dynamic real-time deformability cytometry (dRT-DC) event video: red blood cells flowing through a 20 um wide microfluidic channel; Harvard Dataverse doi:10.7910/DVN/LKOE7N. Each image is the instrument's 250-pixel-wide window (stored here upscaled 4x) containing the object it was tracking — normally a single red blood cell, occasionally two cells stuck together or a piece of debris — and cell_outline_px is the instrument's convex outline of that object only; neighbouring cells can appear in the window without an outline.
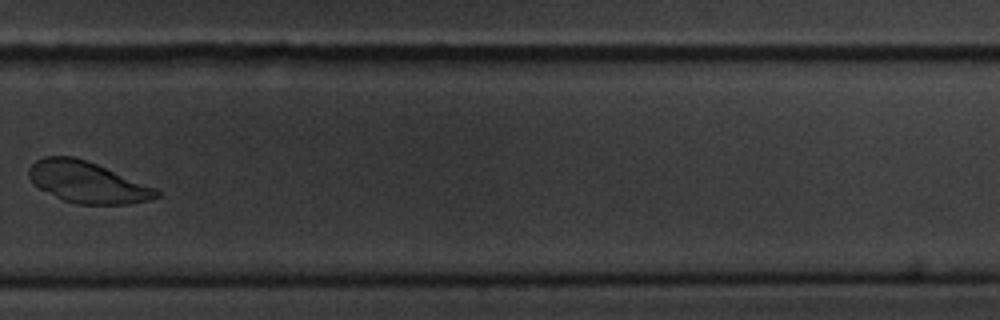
{"species": "common noctule bat (a hibernating species)", "species_latin": "Nyctalus noctula", "temperature_condition": "cold", "stored_images_in_passage": 13, "camera_frame_rate_fps": 3000, "um_per_image_px": 0.085, "animal": {"sex": "male", "body_mass_g": 20.1, "forearm_length_mm": 53.5}, "frame": {"image": 1, "passage_image": 10, "time_ms": 11.333, "image_size_px": [1000, 320], "cell_outline_px": [[160, 196], [148, 200], [128, 204], [76, 204], [64, 200], [40, 188], [28, 176], [28, 168], [36, 160], [44, 156], [72, 156], [96, 164], [156, 188], [160, 192]], "centroid_in_image_um": [7.42, 15.49], "position_along_channel_um": 322.4, "area_um2": 30.23}}